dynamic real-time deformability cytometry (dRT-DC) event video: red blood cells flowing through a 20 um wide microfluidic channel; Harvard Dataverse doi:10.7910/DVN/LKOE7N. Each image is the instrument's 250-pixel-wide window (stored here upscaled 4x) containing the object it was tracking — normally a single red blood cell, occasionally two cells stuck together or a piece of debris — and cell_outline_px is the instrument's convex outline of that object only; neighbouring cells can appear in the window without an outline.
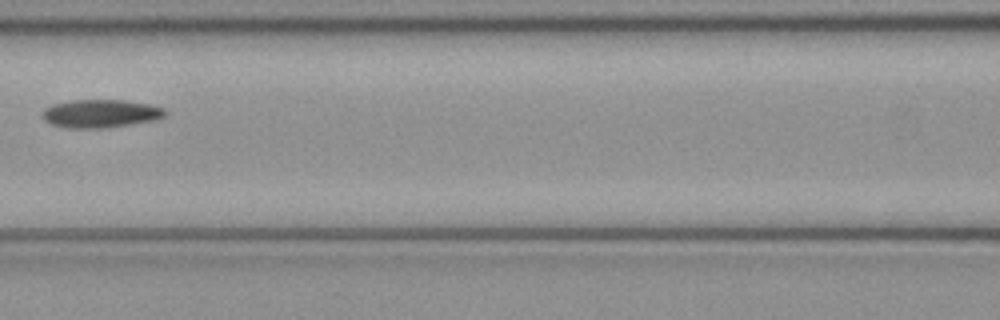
{"species": "common noctule bat (a hibernating species)", "species_latin": "Nyctalus noctula", "temperature_condition": "cold", "stored_images_in_passage": 7, "camera_frame_rate_fps": 3000, "um_per_image_px": 0.085, "animal": {"sex": "female", "body_mass_g": 21.9}, "frame": {"image": 1, "passage_image": 6, "time_ms": 1.667, "image_size_px": [1000, 320], "cell_outline_px": [[164, 116], [152, 120], [108, 128], [64, 128], [52, 124], [44, 120], [44, 108], [52, 104], [72, 100], [124, 100], [148, 104], [164, 108]], "centroid_in_image_um": [8.51, 9.65], "position_along_channel_um": 158.1, "area_um2": 19.94}}
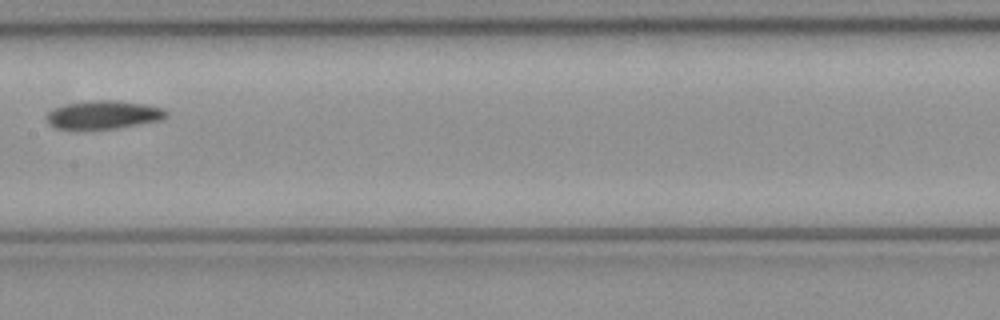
{"frame": {"image": 2, "passage_image": 7, "time_ms": 2.0, "image_size_px": [1000, 320], "cell_outline_px": [[168, 116], [164, 120], [120, 128], [84, 132], [72, 132], [56, 128], [48, 124], [48, 112], [56, 108], [68, 104], [88, 100], [112, 100], [144, 104], [164, 108], [168, 112]], "centroid_in_image_um": [8.8, 9.82], "position_along_channel_um": 198.6, "area_um2": 20.69}}